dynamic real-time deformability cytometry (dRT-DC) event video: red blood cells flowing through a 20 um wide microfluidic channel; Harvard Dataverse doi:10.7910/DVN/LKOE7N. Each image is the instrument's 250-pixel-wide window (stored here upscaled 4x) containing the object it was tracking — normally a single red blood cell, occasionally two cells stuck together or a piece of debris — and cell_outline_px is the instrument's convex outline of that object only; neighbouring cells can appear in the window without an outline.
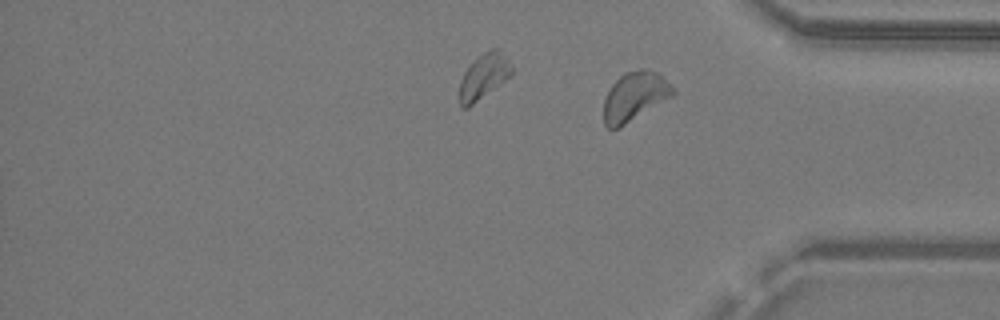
{"species": "common noctule bat (a hibernating species)", "species_latin": "Nyctalus noctula", "temperature_condition": "warm", "stored_images_in_passage": 41, "segment_of_instrument_passage": [2, 2], "camera_frame_rate_fps": 3000, "um_per_image_px": 0.085, "animal": {"sex": "male", "body_mass_g": 19.2, "forearm_length_mm": 51.8}, "frame": {"image": 1, "passage_image": 41, "time_ms": 13.333, "image_size_px": [1000, 320], "cell_outline_px": [[676, 92], [672, 96], [620, 128], [608, 128], [604, 124], [604, 100], [612, 84], [624, 72], [640, 68], [648, 68], [656, 72], [676, 88]], "centroid_in_image_um": [53.96, 8.18], "position_along_channel_um": 381.2, "area_um2": 19.83}}